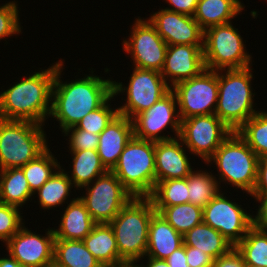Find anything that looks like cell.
Returning a JSON list of instances; mask_svg holds the SVG:
<instances>
[{
  "mask_svg": "<svg viewBox=\"0 0 267 267\" xmlns=\"http://www.w3.org/2000/svg\"><path fill=\"white\" fill-rule=\"evenodd\" d=\"M63 62H57L52 88L50 116L63 131L76 126L87 114L101 107L112 95V80L87 75L82 79L63 83L60 80Z\"/></svg>",
  "mask_w": 267,
  "mask_h": 267,
  "instance_id": "cell-1",
  "label": "cell"
},
{
  "mask_svg": "<svg viewBox=\"0 0 267 267\" xmlns=\"http://www.w3.org/2000/svg\"><path fill=\"white\" fill-rule=\"evenodd\" d=\"M57 62L41 72L20 79L0 94V118L25 120L40 125L50 115ZM50 105V106H49Z\"/></svg>",
  "mask_w": 267,
  "mask_h": 267,
  "instance_id": "cell-2",
  "label": "cell"
},
{
  "mask_svg": "<svg viewBox=\"0 0 267 267\" xmlns=\"http://www.w3.org/2000/svg\"><path fill=\"white\" fill-rule=\"evenodd\" d=\"M251 66L217 70L218 100L214 114L232 131H237L256 111L251 88ZM222 71L225 72L222 73ZM221 72V73H220Z\"/></svg>",
  "mask_w": 267,
  "mask_h": 267,
  "instance_id": "cell-3",
  "label": "cell"
},
{
  "mask_svg": "<svg viewBox=\"0 0 267 267\" xmlns=\"http://www.w3.org/2000/svg\"><path fill=\"white\" fill-rule=\"evenodd\" d=\"M155 212L149 197H133L109 223L122 260L139 262L145 258L149 223Z\"/></svg>",
  "mask_w": 267,
  "mask_h": 267,
  "instance_id": "cell-4",
  "label": "cell"
},
{
  "mask_svg": "<svg viewBox=\"0 0 267 267\" xmlns=\"http://www.w3.org/2000/svg\"><path fill=\"white\" fill-rule=\"evenodd\" d=\"M42 127L31 121L0 118V170L22 167L49 147Z\"/></svg>",
  "mask_w": 267,
  "mask_h": 267,
  "instance_id": "cell-5",
  "label": "cell"
},
{
  "mask_svg": "<svg viewBox=\"0 0 267 267\" xmlns=\"http://www.w3.org/2000/svg\"><path fill=\"white\" fill-rule=\"evenodd\" d=\"M111 171L134 197H149L156 185L155 141L133 136Z\"/></svg>",
  "mask_w": 267,
  "mask_h": 267,
  "instance_id": "cell-6",
  "label": "cell"
},
{
  "mask_svg": "<svg viewBox=\"0 0 267 267\" xmlns=\"http://www.w3.org/2000/svg\"><path fill=\"white\" fill-rule=\"evenodd\" d=\"M211 161L219 170V185L221 181L229 182L237 189L252 194L257 178L258 156L237 131L231 132L207 164Z\"/></svg>",
  "mask_w": 267,
  "mask_h": 267,
  "instance_id": "cell-7",
  "label": "cell"
},
{
  "mask_svg": "<svg viewBox=\"0 0 267 267\" xmlns=\"http://www.w3.org/2000/svg\"><path fill=\"white\" fill-rule=\"evenodd\" d=\"M231 23L212 26L204 31L203 55L208 70L242 69L251 66L243 38Z\"/></svg>",
  "mask_w": 267,
  "mask_h": 267,
  "instance_id": "cell-8",
  "label": "cell"
},
{
  "mask_svg": "<svg viewBox=\"0 0 267 267\" xmlns=\"http://www.w3.org/2000/svg\"><path fill=\"white\" fill-rule=\"evenodd\" d=\"M112 90L113 96L127 92L126 102L118 107V112L119 115L132 120L167 95L171 91V87L159 71L134 68L128 87L122 85V82L113 81Z\"/></svg>",
  "mask_w": 267,
  "mask_h": 267,
  "instance_id": "cell-9",
  "label": "cell"
},
{
  "mask_svg": "<svg viewBox=\"0 0 267 267\" xmlns=\"http://www.w3.org/2000/svg\"><path fill=\"white\" fill-rule=\"evenodd\" d=\"M83 188L86 196L79 198L97 224L110 223L134 197L112 171H107Z\"/></svg>",
  "mask_w": 267,
  "mask_h": 267,
  "instance_id": "cell-10",
  "label": "cell"
},
{
  "mask_svg": "<svg viewBox=\"0 0 267 267\" xmlns=\"http://www.w3.org/2000/svg\"><path fill=\"white\" fill-rule=\"evenodd\" d=\"M181 120L214 114L218 100L217 71L205 69L200 75L171 87Z\"/></svg>",
  "mask_w": 267,
  "mask_h": 267,
  "instance_id": "cell-11",
  "label": "cell"
},
{
  "mask_svg": "<svg viewBox=\"0 0 267 267\" xmlns=\"http://www.w3.org/2000/svg\"><path fill=\"white\" fill-rule=\"evenodd\" d=\"M231 132L215 114H209L181 120L178 138L206 164Z\"/></svg>",
  "mask_w": 267,
  "mask_h": 267,
  "instance_id": "cell-12",
  "label": "cell"
},
{
  "mask_svg": "<svg viewBox=\"0 0 267 267\" xmlns=\"http://www.w3.org/2000/svg\"><path fill=\"white\" fill-rule=\"evenodd\" d=\"M143 20L136 18L129 39L123 41V50L131 55L135 68L161 72L168 45L149 20Z\"/></svg>",
  "mask_w": 267,
  "mask_h": 267,
  "instance_id": "cell-13",
  "label": "cell"
},
{
  "mask_svg": "<svg viewBox=\"0 0 267 267\" xmlns=\"http://www.w3.org/2000/svg\"><path fill=\"white\" fill-rule=\"evenodd\" d=\"M252 215L219 192L204 208L203 223L219 231L236 246L252 227Z\"/></svg>",
  "mask_w": 267,
  "mask_h": 267,
  "instance_id": "cell-14",
  "label": "cell"
},
{
  "mask_svg": "<svg viewBox=\"0 0 267 267\" xmlns=\"http://www.w3.org/2000/svg\"><path fill=\"white\" fill-rule=\"evenodd\" d=\"M177 108L175 94L170 91L151 108L139 113L132 119L134 137L155 142L177 138L180 133L181 125L179 112L176 110ZM168 126L173 129L172 132H175L174 137H171V135L170 137L169 135H160Z\"/></svg>",
  "mask_w": 267,
  "mask_h": 267,
  "instance_id": "cell-15",
  "label": "cell"
},
{
  "mask_svg": "<svg viewBox=\"0 0 267 267\" xmlns=\"http://www.w3.org/2000/svg\"><path fill=\"white\" fill-rule=\"evenodd\" d=\"M45 234L40 236L23 225L6 242V249L21 267H43L53 260L55 240L53 229H48Z\"/></svg>",
  "mask_w": 267,
  "mask_h": 267,
  "instance_id": "cell-16",
  "label": "cell"
},
{
  "mask_svg": "<svg viewBox=\"0 0 267 267\" xmlns=\"http://www.w3.org/2000/svg\"><path fill=\"white\" fill-rule=\"evenodd\" d=\"M149 22L170 45H203L204 31L193 16L161 9L151 14Z\"/></svg>",
  "mask_w": 267,
  "mask_h": 267,
  "instance_id": "cell-17",
  "label": "cell"
},
{
  "mask_svg": "<svg viewBox=\"0 0 267 267\" xmlns=\"http://www.w3.org/2000/svg\"><path fill=\"white\" fill-rule=\"evenodd\" d=\"M205 69L203 45L179 44L168 46L160 73L166 82L168 80V85L173 87L200 75ZM169 80L172 84H169Z\"/></svg>",
  "mask_w": 267,
  "mask_h": 267,
  "instance_id": "cell-18",
  "label": "cell"
},
{
  "mask_svg": "<svg viewBox=\"0 0 267 267\" xmlns=\"http://www.w3.org/2000/svg\"><path fill=\"white\" fill-rule=\"evenodd\" d=\"M177 138L155 142L156 184L169 179L187 178L193 171L183 142ZM184 146V147H183Z\"/></svg>",
  "mask_w": 267,
  "mask_h": 267,
  "instance_id": "cell-19",
  "label": "cell"
},
{
  "mask_svg": "<svg viewBox=\"0 0 267 267\" xmlns=\"http://www.w3.org/2000/svg\"><path fill=\"white\" fill-rule=\"evenodd\" d=\"M133 136L132 120L119 114L99 134L97 153L108 171L117 164L120 154Z\"/></svg>",
  "mask_w": 267,
  "mask_h": 267,
  "instance_id": "cell-20",
  "label": "cell"
},
{
  "mask_svg": "<svg viewBox=\"0 0 267 267\" xmlns=\"http://www.w3.org/2000/svg\"><path fill=\"white\" fill-rule=\"evenodd\" d=\"M183 245L179 234L158 212L152 215L149 223L146 256L154 259H167L171 253Z\"/></svg>",
  "mask_w": 267,
  "mask_h": 267,
  "instance_id": "cell-21",
  "label": "cell"
},
{
  "mask_svg": "<svg viewBox=\"0 0 267 267\" xmlns=\"http://www.w3.org/2000/svg\"><path fill=\"white\" fill-rule=\"evenodd\" d=\"M58 229H53L55 239L83 240L97 224L79 197L71 199L64 210Z\"/></svg>",
  "mask_w": 267,
  "mask_h": 267,
  "instance_id": "cell-22",
  "label": "cell"
},
{
  "mask_svg": "<svg viewBox=\"0 0 267 267\" xmlns=\"http://www.w3.org/2000/svg\"><path fill=\"white\" fill-rule=\"evenodd\" d=\"M245 8L240 0H198L194 19L203 31L231 20Z\"/></svg>",
  "mask_w": 267,
  "mask_h": 267,
  "instance_id": "cell-23",
  "label": "cell"
},
{
  "mask_svg": "<svg viewBox=\"0 0 267 267\" xmlns=\"http://www.w3.org/2000/svg\"><path fill=\"white\" fill-rule=\"evenodd\" d=\"M183 244L203 250L214 260L235 247L219 231L203 222L183 235Z\"/></svg>",
  "mask_w": 267,
  "mask_h": 267,
  "instance_id": "cell-24",
  "label": "cell"
},
{
  "mask_svg": "<svg viewBox=\"0 0 267 267\" xmlns=\"http://www.w3.org/2000/svg\"><path fill=\"white\" fill-rule=\"evenodd\" d=\"M83 242L101 265L122 261L113 229L109 223L96 224Z\"/></svg>",
  "mask_w": 267,
  "mask_h": 267,
  "instance_id": "cell-25",
  "label": "cell"
},
{
  "mask_svg": "<svg viewBox=\"0 0 267 267\" xmlns=\"http://www.w3.org/2000/svg\"><path fill=\"white\" fill-rule=\"evenodd\" d=\"M72 172L69 179L74 188H83L92 183L97 177L105 174L108 170L101 163L97 150H72Z\"/></svg>",
  "mask_w": 267,
  "mask_h": 267,
  "instance_id": "cell-26",
  "label": "cell"
},
{
  "mask_svg": "<svg viewBox=\"0 0 267 267\" xmlns=\"http://www.w3.org/2000/svg\"><path fill=\"white\" fill-rule=\"evenodd\" d=\"M33 194L21 167L0 170V203L22 208Z\"/></svg>",
  "mask_w": 267,
  "mask_h": 267,
  "instance_id": "cell-27",
  "label": "cell"
},
{
  "mask_svg": "<svg viewBox=\"0 0 267 267\" xmlns=\"http://www.w3.org/2000/svg\"><path fill=\"white\" fill-rule=\"evenodd\" d=\"M53 259L65 267H101L83 240H54Z\"/></svg>",
  "mask_w": 267,
  "mask_h": 267,
  "instance_id": "cell-28",
  "label": "cell"
},
{
  "mask_svg": "<svg viewBox=\"0 0 267 267\" xmlns=\"http://www.w3.org/2000/svg\"><path fill=\"white\" fill-rule=\"evenodd\" d=\"M154 208L182 236L203 222V209L190 202Z\"/></svg>",
  "mask_w": 267,
  "mask_h": 267,
  "instance_id": "cell-29",
  "label": "cell"
},
{
  "mask_svg": "<svg viewBox=\"0 0 267 267\" xmlns=\"http://www.w3.org/2000/svg\"><path fill=\"white\" fill-rule=\"evenodd\" d=\"M60 166L53 175L37 190L39 204L43 209L62 205L67 200L73 187L68 173Z\"/></svg>",
  "mask_w": 267,
  "mask_h": 267,
  "instance_id": "cell-30",
  "label": "cell"
},
{
  "mask_svg": "<svg viewBox=\"0 0 267 267\" xmlns=\"http://www.w3.org/2000/svg\"><path fill=\"white\" fill-rule=\"evenodd\" d=\"M207 171H192L188 176L189 202L202 209L221 191L218 180Z\"/></svg>",
  "mask_w": 267,
  "mask_h": 267,
  "instance_id": "cell-31",
  "label": "cell"
},
{
  "mask_svg": "<svg viewBox=\"0 0 267 267\" xmlns=\"http://www.w3.org/2000/svg\"><path fill=\"white\" fill-rule=\"evenodd\" d=\"M235 248L245 264L267 267V231L252 226Z\"/></svg>",
  "mask_w": 267,
  "mask_h": 267,
  "instance_id": "cell-32",
  "label": "cell"
},
{
  "mask_svg": "<svg viewBox=\"0 0 267 267\" xmlns=\"http://www.w3.org/2000/svg\"><path fill=\"white\" fill-rule=\"evenodd\" d=\"M188 177L159 181L149 196L154 206H174L188 203Z\"/></svg>",
  "mask_w": 267,
  "mask_h": 267,
  "instance_id": "cell-33",
  "label": "cell"
},
{
  "mask_svg": "<svg viewBox=\"0 0 267 267\" xmlns=\"http://www.w3.org/2000/svg\"><path fill=\"white\" fill-rule=\"evenodd\" d=\"M58 163L50 149L47 148L36 159L29 161L21 167L28 185L34 194L53 175L54 171L60 167V163Z\"/></svg>",
  "mask_w": 267,
  "mask_h": 267,
  "instance_id": "cell-34",
  "label": "cell"
},
{
  "mask_svg": "<svg viewBox=\"0 0 267 267\" xmlns=\"http://www.w3.org/2000/svg\"><path fill=\"white\" fill-rule=\"evenodd\" d=\"M237 132L258 157L267 153V111L255 113Z\"/></svg>",
  "mask_w": 267,
  "mask_h": 267,
  "instance_id": "cell-35",
  "label": "cell"
},
{
  "mask_svg": "<svg viewBox=\"0 0 267 267\" xmlns=\"http://www.w3.org/2000/svg\"><path fill=\"white\" fill-rule=\"evenodd\" d=\"M113 98L112 95L101 107L87 114L76 127L99 135L119 114L118 108L112 109L108 104Z\"/></svg>",
  "mask_w": 267,
  "mask_h": 267,
  "instance_id": "cell-36",
  "label": "cell"
},
{
  "mask_svg": "<svg viewBox=\"0 0 267 267\" xmlns=\"http://www.w3.org/2000/svg\"><path fill=\"white\" fill-rule=\"evenodd\" d=\"M20 208L0 203V240L7 242L24 225Z\"/></svg>",
  "mask_w": 267,
  "mask_h": 267,
  "instance_id": "cell-37",
  "label": "cell"
},
{
  "mask_svg": "<svg viewBox=\"0 0 267 267\" xmlns=\"http://www.w3.org/2000/svg\"><path fill=\"white\" fill-rule=\"evenodd\" d=\"M19 10L16 1H10L0 6V40L16 33L19 35Z\"/></svg>",
  "mask_w": 267,
  "mask_h": 267,
  "instance_id": "cell-38",
  "label": "cell"
},
{
  "mask_svg": "<svg viewBox=\"0 0 267 267\" xmlns=\"http://www.w3.org/2000/svg\"><path fill=\"white\" fill-rule=\"evenodd\" d=\"M69 136V150H97L99 135L85 130H81L76 126L70 127L63 131ZM71 132V133H70ZM70 133V135H69Z\"/></svg>",
  "mask_w": 267,
  "mask_h": 267,
  "instance_id": "cell-39",
  "label": "cell"
},
{
  "mask_svg": "<svg viewBox=\"0 0 267 267\" xmlns=\"http://www.w3.org/2000/svg\"><path fill=\"white\" fill-rule=\"evenodd\" d=\"M186 261L189 267H212L214 259L203 250L186 246Z\"/></svg>",
  "mask_w": 267,
  "mask_h": 267,
  "instance_id": "cell-40",
  "label": "cell"
},
{
  "mask_svg": "<svg viewBox=\"0 0 267 267\" xmlns=\"http://www.w3.org/2000/svg\"><path fill=\"white\" fill-rule=\"evenodd\" d=\"M250 196L260 203L257 214L252 217V226L258 230L267 231V192Z\"/></svg>",
  "mask_w": 267,
  "mask_h": 267,
  "instance_id": "cell-41",
  "label": "cell"
},
{
  "mask_svg": "<svg viewBox=\"0 0 267 267\" xmlns=\"http://www.w3.org/2000/svg\"><path fill=\"white\" fill-rule=\"evenodd\" d=\"M267 192V153L258 157L257 178L252 194Z\"/></svg>",
  "mask_w": 267,
  "mask_h": 267,
  "instance_id": "cell-42",
  "label": "cell"
},
{
  "mask_svg": "<svg viewBox=\"0 0 267 267\" xmlns=\"http://www.w3.org/2000/svg\"><path fill=\"white\" fill-rule=\"evenodd\" d=\"M244 264L243 256L233 247L227 254L215 259L212 267H243Z\"/></svg>",
  "mask_w": 267,
  "mask_h": 267,
  "instance_id": "cell-43",
  "label": "cell"
},
{
  "mask_svg": "<svg viewBox=\"0 0 267 267\" xmlns=\"http://www.w3.org/2000/svg\"><path fill=\"white\" fill-rule=\"evenodd\" d=\"M165 1L169 3L170 6L173 7V8L167 7L165 9L190 16H194L198 4V0H165Z\"/></svg>",
  "mask_w": 267,
  "mask_h": 267,
  "instance_id": "cell-44",
  "label": "cell"
},
{
  "mask_svg": "<svg viewBox=\"0 0 267 267\" xmlns=\"http://www.w3.org/2000/svg\"><path fill=\"white\" fill-rule=\"evenodd\" d=\"M165 260L170 267H189L186 261V246L183 244Z\"/></svg>",
  "mask_w": 267,
  "mask_h": 267,
  "instance_id": "cell-45",
  "label": "cell"
},
{
  "mask_svg": "<svg viewBox=\"0 0 267 267\" xmlns=\"http://www.w3.org/2000/svg\"><path fill=\"white\" fill-rule=\"evenodd\" d=\"M147 258H148V263L146 266L137 264V267H170L167 264L166 260H164V259H154L151 257H147Z\"/></svg>",
  "mask_w": 267,
  "mask_h": 267,
  "instance_id": "cell-46",
  "label": "cell"
},
{
  "mask_svg": "<svg viewBox=\"0 0 267 267\" xmlns=\"http://www.w3.org/2000/svg\"><path fill=\"white\" fill-rule=\"evenodd\" d=\"M0 267H21V266L19 265V262L9 254V257L0 258Z\"/></svg>",
  "mask_w": 267,
  "mask_h": 267,
  "instance_id": "cell-47",
  "label": "cell"
},
{
  "mask_svg": "<svg viewBox=\"0 0 267 267\" xmlns=\"http://www.w3.org/2000/svg\"><path fill=\"white\" fill-rule=\"evenodd\" d=\"M135 263L137 262L132 261V260H122L120 262L113 263V264H105V265H102L101 267H137Z\"/></svg>",
  "mask_w": 267,
  "mask_h": 267,
  "instance_id": "cell-48",
  "label": "cell"
},
{
  "mask_svg": "<svg viewBox=\"0 0 267 267\" xmlns=\"http://www.w3.org/2000/svg\"><path fill=\"white\" fill-rule=\"evenodd\" d=\"M43 267H65L59 263H57L54 259L47 264H45Z\"/></svg>",
  "mask_w": 267,
  "mask_h": 267,
  "instance_id": "cell-49",
  "label": "cell"
},
{
  "mask_svg": "<svg viewBox=\"0 0 267 267\" xmlns=\"http://www.w3.org/2000/svg\"><path fill=\"white\" fill-rule=\"evenodd\" d=\"M243 267H264V266L244 264Z\"/></svg>",
  "mask_w": 267,
  "mask_h": 267,
  "instance_id": "cell-50",
  "label": "cell"
}]
</instances>
